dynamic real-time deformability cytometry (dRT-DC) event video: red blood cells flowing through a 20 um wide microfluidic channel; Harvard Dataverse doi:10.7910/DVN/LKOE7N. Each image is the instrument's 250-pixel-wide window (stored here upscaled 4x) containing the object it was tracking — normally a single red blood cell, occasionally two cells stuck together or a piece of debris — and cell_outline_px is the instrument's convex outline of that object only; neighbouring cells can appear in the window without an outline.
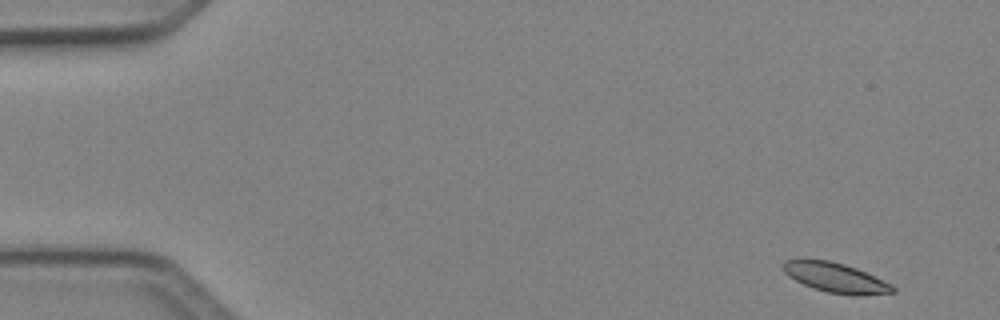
{"species": "Egyptian fruit bat (a non-hibernating species)", "species_latin": "Rousettus aegyptiacus", "temperature_condition": "cold", "stored_images_in_passage": 5, "camera_frame_rate_fps": 3000, "um_per_image_px": 0.085, "animal": {"sex": "female"}, "frame": {"image": 1, "passage_image": 1, "time_ms": 0.0, "image_size_px": [1000, 320], "cell_outline_px": [[896, 292], [828, 292], [812, 288], [788, 276], [784, 272], [780, 264], [784, 260], [828, 260], [844, 264], [856, 268], [892, 284], [896, 288]], "centroid_in_image_um": [70.91, 23.54], "position_along_channel_um": 14.1, "area_um2": 17.92}}
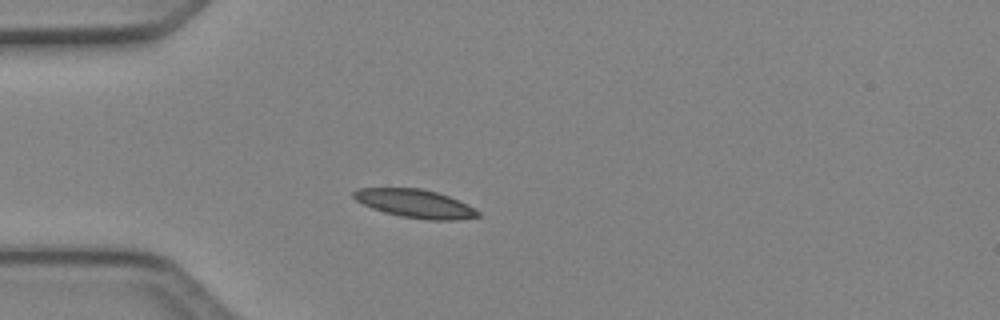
{"frame": {"image": 2, "passage_image": 4, "time_ms": 1.0, "image_size_px": [1000, 320], "cell_outline_px": [[480, 216], [456, 220], [428, 220], [400, 216], [384, 212], [372, 208], [356, 200], [352, 196], [352, 192], [356, 188], [420, 188], [436, 192], [448, 196], [468, 204], [480, 212]], "centroid_in_image_um": [35.28, 17.3], "position_along_channel_um": 49.7, "area_um2": 20.52}}